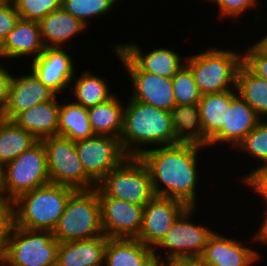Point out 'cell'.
Segmentation results:
<instances>
[{"label": "cell", "instance_id": "obj_10", "mask_svg": "<svg viewBox=\"0 0 267 266\" xmlns=\"http://www.w3.org/2000/svg\"><path fill=\"white\" fill-rule=\"evenodd\" d=\"M46 150L50 183L89 190L97 184L85 173L76 152L75 141L59 135L41 140Z\"/></svg>", "mask_w": 267, "mask_h": 266}, {"label": "cell", "instance_id": "obj_20", "mask_svg": "<svg viewBox=\"0 0 267 266\" xmlns=\"http://www.w3.org/2000/svg\"><path fill=\"white\" fill-rule=\"evenodd\" d=\"M153 248L138 239L108 238L104 266H156Z\"/></svg>", "mask_w": 267, "mask_h": 266}, {"label": "cell", "instance_id": "obj_27", "mask_svg": "<svg viewBox=\"0 0 267 266\" xmlns=\"http://www.w3.org/2000/svg\"><path fill=\"white\" fill-rule=\"evenodd\" d=\"M74 78L68 91V93L71 91L69 96L74 98L73 102L87 109L104 103L115 95L110 91V85L108 86L110 82H107L106 78L90 73L88 69Z\"/></svg>", "mask_w": 267, "mask_h": 266}, {"label": "cell", "instance_id": "obj_16", "mask_svg": "<svg viewBox=\"0 0 267 266\" xmlns=\"http://www.w3.org/2000/svg\"><path fill=\"white\" fill-rule=\"evenodd\" d=\"M260 253L242 240L214 232L198 258L202 266H253L259 263Z\"/></svg>", "mask_w": 267, "mask_h": 266}, {"label": "cell", "instance_id": "obj_23", "mask_svg": "<svg viewBox=\"0 0 267 266\" xmlns=\"http://www.w3.org/2000/svg\"><path fill=\"white\" fill-rule=\"evenodd\" d=\"M41 39L45 47H65L74 37L84 33L87 26L62 7L39 21ZM77 35V36H76Z\"/></svg>", "mask_w": 267, "mask_h": 266}, {"label": "cell", "instance_id": "obj_28", "mask_svg": "<svg viewBox=\"0 0 267 266\" xmlns=\"http://www.w3.org/2000/svg\"><path fill=\"white\" fill-rule=\"evenodd\" d=\"M67 101V102H66ZM61 100L58 113V135L78 141L95 136L87 108L73 101Z\"/></svg>", "mask_w": 267, "mask_h": 266}, {"label": "cell", "instance_id": "obj_32", "mask_svg": "<svg viewBox=\"0 0 267 266\" xmlns=\"http://www.w3.org/2000/svg\"><path fill=\"white\" fill-rule=\"evenodd\" d=\"M116 3L118 0H62L61 7L89 27L92 19L105 17L112 12Z\"/></svg>", "mask_w": 267, "mask_h": 266}, {"label": "cell", "instance_id": "obj_48", "mask_svg": "<svg viewBox=\"0 0 267 266\" xmlns=\"http://www.w3.org/2000/svg\"><path fill=\"white\" fill-rule=\"evenodd\" d=\"M9 1H12V0H0V4L7 3Z\"/></svg>", "mask_w": 267, "mask_h": 266}, {"label": "cell", "instance_id": "obj_15", "mask_svg": "<svg viewBox=\"0 0 267 266\" xmlns=\"http://www.w3.org/2000/svg\"><path fill=\"white\" fill-rule=\"evenodd\" d=\"M187 208L180 200L155 195L143 208L142 227L136 239L154 248Z\"/></svg>", "mask_w": 267, "mask_h": 266}, {"label": "cell", "instance_id": "obj_45", "mask_svg": "<svg viewBox=\"0 0 267 266\" xmlns=\"http://www.w3.org/2000/svg\"><path fill=\"white\" fill-rule=\"evenodd\" d=\"M0 200H6L3 187V166L0 165Z\"/></svg>", "mask_w": 267, "mask_h": 266}, {"label": "cell", "instance_id": "obj_4", "mask_svg": "<svg viewBox=\"0 0 267 266\" xmlns=\"http://www.w3.org/2000/svg\"><path fill=\"white\" fill-rule=\"evenodd\" d=\"M211 47L189 55L185 64L191 69L201 95L236 89L237 72L242 52Z\"/></svg>", "mask_w": 267, "mask_h": 266}, {"label": "cell", "instance_id": "obj_40", "mask_svg": "<svg viewBox=\"0 0 267 266\" xmlns=\"http://www.w3.org/2000/svg\"><path fill=\"white\" fill-rule=\"evenodd\" d=\"M20 19L13 1L0 4V36L6 38Z\"/></svg>", "mask_w": 267, "mask_h": 266}, {"label": "cell", "instance_id": "obj_12", "mask_svg": "<svg viewBox=\"0 0 267 266\" xmlns=\"http://www.w3.org/2000/svg\"><path fill=\"white\" fill-rule=\"evenodd\" d=\"M75 146L85 173L96 184L129 157L116 137L95 135L75 141Z\"/></svg>", "mask_w": 267, "mask_h": 266}, {"label": "cell", "instance_id": "obj_9", "mask_svg": "<svg viewBox=\"0 0 267 266\" xmlns=\"http://www.w3.org/2000/svg\"><path fill=\"white\" fill-rule=\"evenodd\" d=\"M50 183L46 150L42 141L3 166V187L7 201Z\"/></svg>", "mask_w": 267, "mask_h": 266}, {"label": "cell", "instance_id": "obj_38", "mask_svg": "<svg viewBox=\"0 0 267 266\" xmlns=\"http://www.w3.org/2000/svg\"><path fill=\"white\" fill-rule=\"evenodd\" d=\"M239 179L243 183L242 185L248 186L253 193L263 198L266 204L263 209H267V164L256 167L255 170L241 176Z\"/></svg>", "mask_w": 267, "mask_h": 266}, {"label": "cell", "instance_id": "obj_29", "mask_svg": "<svg viewBox=\"0 0 267 266\" xmlns=\"http://www.w3.org/2000/svg\"><path fill=\"white\" fill-rule=\"evenodd\" d=\"M236 91L261 119L267 120V80L255 75L243 62L237 72Z\"/></svg>", "mask_w": 267, "mask_h": 266}, {"label": "cell", "instance_id": "obj_39", "mask_svg": "<svg viewBox=\"0 0 267 266\" xmlns=\"http://www.w3.org/2000/svg\"><path fill=\"white\" fill-rule=\"evenodd\" d=\"M13 224V204L7 200H0V260L5 259L7 240Z\"/></svg>", "mask_w": 267, "mask_h": 266}, {"label": "cell", "instance_id": "obj_33", "mask_svg": "<svg viewBox=\"0 0 267 266\" xmlns=\"http://www.w3.org/2000/svg\"><path fill=\"white\" fill-rule=\"evenodd\" d=\"M171 79L176 105L198 104L202 95L191 69L186 64Z\"/></svg>", "mask_w": 267, "mask_h": 266}, {"label": "cell", "instance_id": "obj_43", "mask_svg": "<svg viewBox=\"0 0 267 266\" xmlns=\"http://www.w3.org/2000/svg\"><path fill=\"white\" fill-rule=\"evenodd\" d=\"M163 266H202L198 261H175L164 264Z\"/></svg>", "mask_w": 267, "mask_h": 266}, {"label": "cell", "instance_id": "obj_44", "mask_svg": "<svg viewBox=\"0 0 267 266\" xmlns=\"http://www.w3.org/2000/svg\"><path fill=\"white\" fill-rule=\"evenodd\" d=\"M261 39L256 41V44L267 54V33H264Z\"/></svg>", "mask_w": 267, "mask_h": 266}, {"label": "cell", "instance_id": "obj_30", "mask_svg": "<svg viewBox=\"0 0 267 266\" xmlns=\"http://www.w3.org/2000/svg\"><path fill=\"white\" fill-rule=\"evenodd\" d=\"M39 140L29 131L18 126L13 120H0V165L13 161L30 149Z\"/></svg>", "mask_w": 267, "mask_h": 266}, {"label": "cell", "instance_id": "obj_8", "mask_svg": "<svg viewBox=\"0 0 267 266\" xmlns=\"http://www.w3.org/2000/svg\"><path fill=\"white\" fill-rule=\"evenodd\" d=\"M59 244L52 231L24 229L12 224L6 266H56Z\"/></svg>", "mask_w": 267, "mask_h": 266}, {"label": "cell", "instance_id": "obj_42", "mask_svg": "<svg viewBox=\"0 0 267 266\" xmlns=\"http://www.w3.org/2000/svg\"><path fill=\"white\" fill-rule=\"evenodd\" d=\"M263 221H261L260 227L257 228L254 236L251 237V242L256 243L258 245L263 244V246L267 245V209L263 212ZM260 242V243H259Z\"/></svg>", "mask_w": 267, "mask_h": 266}, {"label": "cell", "instance_id": "obj_46", "mask_svg": "<svg viewBox=\"0 0 267 266\" xmlns=\"http://www.w3.org/2000/svg\"><path fill=\"white\" fill-rule=\"evenodd\" d=\"M0 59L5 60L4 38L0 36Z\"/></svg>", "mask_w": 267, "mask_h": 266}, {"label": "cell", "instance_id": "obj_37", "mask_svg": "<svg viewBox=\"0 0 267 266\" xmlns=\"http://www.w3.org/2000/svg\"><path fill=\"white\" fill-rule=\"evenodd\" d=\"M242 51V62L257 76L267 80V54L256 44Z\"/></svg>", "mask_w": 267, "mask_h": 266}, {"label": "cell", "instance_id": "obj_41", "mask_svg": "<svg viewBox=\"0 0 267 266\" xmlns=\"http://www.w3.org/2000/svg\"><path fill=\"white\" fill-rule=\"evenodd\" d=\"M0 62H2L0 63V110L3 111L9 98V87L13 74L8 70V67L2 65L6 61Z\"/></svg>", "mask_w": 267, "mask_h": 266}, {"label": "cell", "instance_id": "obj_26", "mask_svg": "<svg viewBox=\"0 0 267 266\" xmlns=\"http://www.w3.org/2000/svg\"><path fill=\"white\" fill-rule=\"evenodd\" d=\"M114 95L108 101L88 108L91 128L95 135L119 138L123 129V114L126 102Z\"/></svg>", "mask_w": 267, "mask_h": 266}, {"label": "cell", "instance_id": "obj_7", "mask_svg": "<svg viewBox=\"0 0 267 266\" xmlns=\"http://www.w3.org/2000/svg\"><path fill=\"white\" fill-rule=\"evenodd\" d=\"M98 196L145 206L154 196L150 173L139 157L129 156L98 184Z\"/></svg>", "mask_w": 267, "mask_h": 266}, {"label": "cell", "instance_id": "obj_11", "mask_svg": "<svg viewBox=\"0 0 267 266\" xmlns=\"http://www.w3.org/2000/svg\"><path fill=\"white\" fill-rule=\"evenodd\" d=\"M112 51L130 76L132 90L128 98L170 112L176 105L172 79L142 71L118 46Z\"/></svg>", "mask_w": 267, "mask_h": 266}, {"label": "cell", "instance_id": "obj_36", "mask_svg": "<svg viewBox=\"0 0 267 266\" xmlns=\"http://www.w3.org/2000/svg\"><path fill=\"white\" fill-rule=\"evenodd\" d=\"M210 2L214 5H217L219 8V17L220 20L223 18L230 19L232 17V20L234 18L237 19L245 15L249 9L252 8L255 10L256 6L259 7V0H210Z\"/></svg>", "mask_w": 267, "mask_h": 266}, {"label": "cell", "instance_id": "obj_25", "mask_svg": "<svg viewBox=\"0 0 267 266\" xmlns=\"http://www.w3.org/2000/svg\"><path fill=\"white\" fill-rule=\"evenodd\" d=\"M172 127L176 143L196 144L209 148L200 119L198 104L175 105L171 111Z\"/></svg>", "mask_w": 267, "mask_h": 266}, {"label": "cell", "instance_id": "obj_1", "mask_svg": "<svg viewBox=\"0 0 267 266\" xmlns=\"http://www.w3.org/2000/svg\"><path fill=\"white\" fill-rule=\"evenodd\" d=\"M201 149L204 147L196 144L176 143L153 147L139 156L150 173L156 196L180 200L188 207L198 206Z\"/></svg>", "mask_w": 267, "mask_h": 266}, {"label": "cell", "instance_id": "obj_21", "mask_svg": "<svg viewBox=\"0 0 267 266\" xmlns=\"http://www.w3.org/2000/svg\"><path fill=\"white\" fill-rule=\"evenodd\" d=\"M4 48L6 61L22 57L28 59L27 56H31V60L37 58L45 48L39 22L20 18L4 39Z\"/></svg>", "mask_w": 267, "mask_h": 266}, {"label": "cell", "instance_id": "obj_2", "mask_svg": "<svg viewBox=\"0 0 267 266\" xmlns=\"http://www.w3.org/2000/svg\"><path fill=\"white\" fill-rule=\"evenodd\" d=\"M128 99L124 107L123 129L119 137L128 156L139 157L153 147L175 144L169 111Z\"/></svg>", "mask_w": 267, "mask_h": 266}, {"label": "cell", "instance_id": "obj_34", "mask_svg": "<svg viewBox=\"0 0 267 266\" xmlns=\"http://www.w3.org/2000/svg\"><path fill=\"white\" fill-rule=\"evenodd\" d=\"M236 149L256 158L259 167L267 164V120L262 119Z\"/></svg>", "mask_w": 267, "mask_h": 266}, {"label": "cell", "instance_id": "obj_31", "mask_svg": "<svg viewBox=\"0 0 267 266\" xmlns=\"http://www.w3.org/2000/svg\"><path fill=\"white\" fill-rule=\"evenodd\" d=\"M205 138L210 141L226 126V106H230V90L205 94L198 102Z\"/></svg>", "mask_w": 267, "mask_h": 266}, {"label": "cell", "instance_id": "obj_3", "mask_svg": "<svg viewBox=\"0 0 267 266\" xmlns=\"http://www.w3.org/2000/svg\"><path fill=\"white\" fill-rule=\"evenodd\" d=\"M75 189L48 183L20 195L13 204V224L24 229L53 231Z\"/></svg>", "mask_w": 267, "mask_h": 266}, {"label": "cell", "instance_id": "obj_35", "mask_svg": "<svg viewBox=\"0 0 267 266\" xmlns=\"http://www.w3.org/2000/svg\"><path fill=\"white\" fill-rule=\"evenodd\" d=\"M20 18L40 21L47 14L61 8L62 0H12Z\"/></svg>", "mask_w": 267, "mask_h": 266}, {"label": "cell", "instance_id": "obj_5", "mask_svg": "<svg viewBox=\"0 0 267 266\" xmlns=\"http://www.w3.org/2000/svg\"><path fill=\"white\" fill-rule=\"evenodd\" d=\"M196 209L197 207H188L153 248L157 263L164 265L175 261H197L201 256L215 231L201 222H192ZM163 252L164 257L160 255Z\"/></svg>", "mask_w": 267, "mask_h": 266}, {"label": "cell", "instance_id": "obj_6", "mask_svg": "<svg viewBox=\"0 0 267 266\" xmlns=\"http://www.w3.org/2000/svg\"><path fill=\"white\" fill-rule=\"evenodd\" d=\"M60 243L90 239L103 235L97 188L75 190L52 231Z\"/></svg>", "mask_w": 267, "mask_h": 266}, {"label": "cell", "instance_id": "obj_17", "mask_svg": "<svg viewBox=\"0 0 267 266\" xmlns=\"http://www.w3.org/2000/svg\"><path fill=\"white\" fill-rule=\"evenodd\" d=\"M262 119L237 94L236 89L230 90V106H226V126L209 141V147L227 144L233 150L243 141Z\"/></svg>", "mask_w": 267, "mask_h": 266}, {"label": "cell", "instance_id": "obj_14", "mask_svg": "<svg viewBox=\"0 0 267 266\" xmlns=\"http://www.w3.org/2000/svg\"><path fill=\"white\" fill-rule=\"evenodd\" d=\"M98 198L103 234L108 238L136 239L142 227L144 207L109 196Z\"/></svg>", "mask_w": 267, "mask_h": 266}, {"label": "cell", "instance_id": "obj_24", "mask_svg": "<svg viewBox=\"0 0 267 266\" xmlns=\"http://www.w3.org/2000/svg\"><path fill=\"white\" fill-rule=\"evenodd\" d=\"M56 95L52 100L33 106L19 113L13 121L32 133L39 141L58 135V113L60 101Z\"/></svg>", "mask_w": 267, "mask_h": 266}, {"label": "cell", "instance_id": "obj_19", "mask_svg": "<svg viewBox=\"0 0 267 266\" xmlns=\"http://www.w3.org/2000/svg\"><path fill=\"white\" fill-rule=\"evenodd\" d=\"M134 42L112 44V47L118 46L142 71L172 78L185 65L187 56L181 57L172 48L159 46L145 53Z\"/></svg>", "mask_w": 267, "mask_h": 266}, {"label": "cell", "instance_id": "obj_13", "mask_svg": "<svg viewBox=\"0 0 267 266\" xmlns=\"http://www.w3.org/2000/svg\"><path fill=\"white\" fill-rule=\"evenodd\" d=\"M67 52L64 47H45L29 64V70L58 96L59 93L68 92L72 79L76 76L74 59Z\"/></svg>", "mask_w": 267, "mask_h": 266}, {"label": "cell", "instance_id": "obj_49", "mask_svg": "<svg viewBox=\"0 0 267 266\" xmlns=\"http://www.w3.org/2000/svg\"><path fill=\"white\" fill-rule=\"evenodd\" d=\"M2 119V111L0 110V120Z\"/></svg>", "mask_w": 267, "mask_h": 266}, {"label": "cell", "instance_id": "obj_22", "mask_svg": "<svg viewBox=\"0 0 267 266\" xmlns=\"http://www.w3.org/2000/svg\"><path fill=\"white\" fill-rule=\"evenodd\" d=\"M108 237L83 239L60 243L56 266H104V253Z\"/></svg>", "mask_w": 267, "mask_h": 266}, {"label": "cell", "instance_id": "obj_47", "mask_svg": "<svg viewBox=\"0 0 267 266\" xmlns=\"http://www.w3.org/2000/svg\"><path fill=\"white\" fill-rule=\"evenodd\" d=\"M0 266H6L5 259L0 260Z\"/></svg>", "mask_w": 267, "mask_h": 266}, {"label": "cell", "instance_id": "obj_18", "mask_svg": "<svg viewBox=\"0 0 267 266\" xmlns=\"http://www.w3.org/2000/svg\"><path fill=\"white\" fill-rule=\"evenodd\" d=\"M14 75L9 87V98L2 111V118L13 120L19 113L33 106L52 100L56 94L41 83L30 70ZM29 72V73H28Z\"/></svg>", "mask_w": 267, "mask_h": 266}]
</instances>
